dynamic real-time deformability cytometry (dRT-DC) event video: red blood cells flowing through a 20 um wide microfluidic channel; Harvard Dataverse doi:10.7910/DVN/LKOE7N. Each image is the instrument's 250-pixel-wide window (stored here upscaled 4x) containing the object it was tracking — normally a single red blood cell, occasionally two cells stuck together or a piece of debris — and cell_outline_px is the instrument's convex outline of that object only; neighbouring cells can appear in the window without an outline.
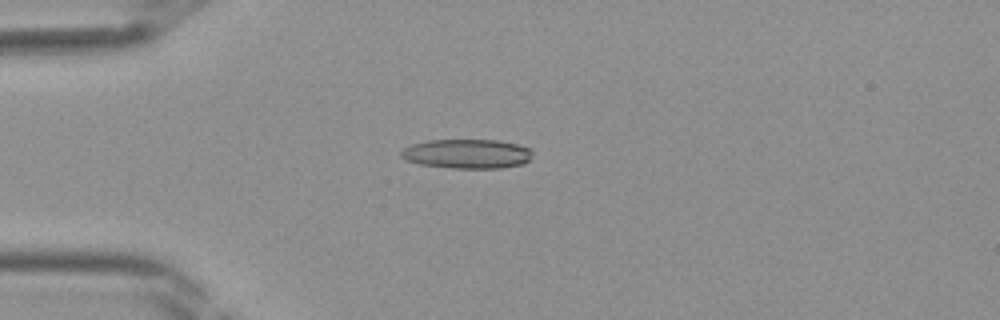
{"species": "Egyptian fruit bat (a non-hibernating species)", "species_latin": "Rousettus aegyptiacus", "temperature_condition": "room temperature", "stored_images_in_passage": 40, "camera_frame_rate_fps": 3000, "um_per_image_px": 0.085, "frame": {"image": 1, "passage_image": 11, "time_ms": 3.333, "image_size_px": [1000, 320], "cell_outline_px": [[532, 152], [528, 160], [524, 164], [500, 168], [452, 168], [420, 164], [404, 160], [400, 156], [400, 152], [404, 148], [412, 144], [428, 140], [496, 140], [516, 144], [532, 148]], "centroid_in_image_um": [39.68, 13.07], "position_along_channel_um": 45.3, "area_um2": 22.54}}
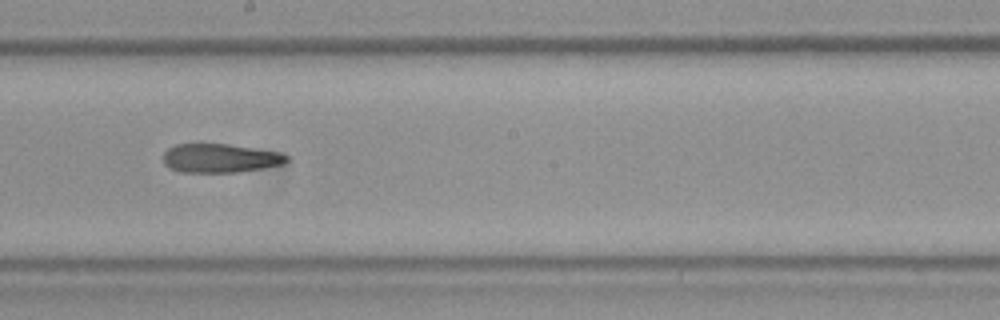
{"frame": {"image": 2, "passage_image": 23, "time_ms": 7.333, "image_size_px": [1000, 320], "cell_outline_px": [[288, 160], [284, 164], [240, 172], [180, 172], [168, 168], [164, 164], [164, 152], [168, 148], [176, 144], [228, 144], [280, 152], [288, 156]], "centroid_in_image_um": [18.7, 13.45], "position_along_channel_um": 229.5, "area_um2": 20.81}}
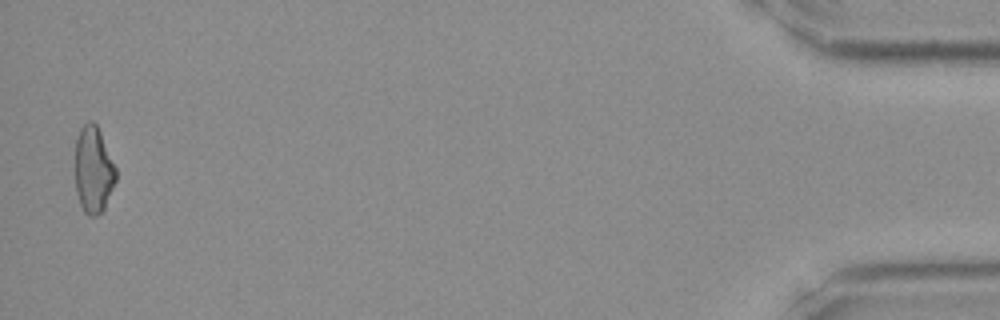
{"frame": {"image": 3, "passage_image": 40, "time_ms": 13.0, "image_size_px": [1000, 320], "cell_outline_px": [[116, 180], [104, 212], [92, 216], [88, 216], [84, 212], [80, 204], [76, 192], [76, 140], [80, 128], [88, 120], [92, 120], [96, 124], [100, 132], [116, 168]], "centroid_in_image_um": [7.95, 14.46], "position_along_channel_um": 427.3, "area_um2": 20.63}}